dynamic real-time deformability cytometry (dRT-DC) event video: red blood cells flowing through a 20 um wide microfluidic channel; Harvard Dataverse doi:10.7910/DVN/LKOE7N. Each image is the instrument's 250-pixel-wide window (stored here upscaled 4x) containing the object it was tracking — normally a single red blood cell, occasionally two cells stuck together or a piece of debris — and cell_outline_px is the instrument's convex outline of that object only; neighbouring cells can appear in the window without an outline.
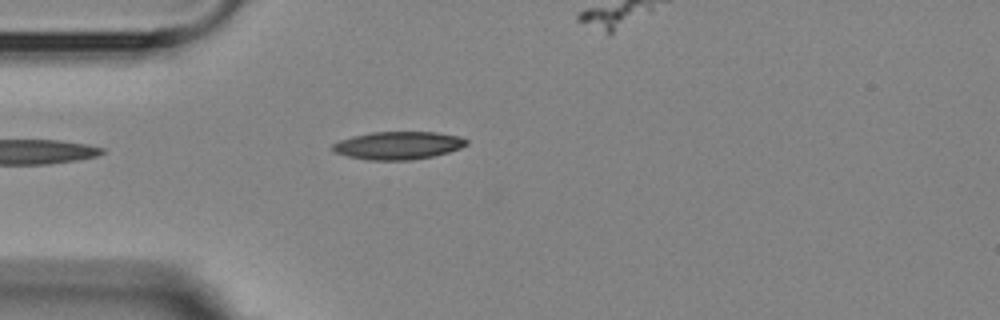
{"species": "Egyptian fruit bat (a non-hibernating species)", "species_latin": "Rousettus aegyptiacus", "temperature_condition": "room temperature", "stored_images_in_passage": 6, "camera_frame_rate_fps": 3000, "um_per_image_px": 0.085, "animal": {"sex": "female"}, "frame": {"image": 1, "passage_image": 5, "time_ms": 4.667, "image_size_px": [1000, 320], "cell_outline_px": [[468, 144], [460, 148], [448, 152], [432, 156], [412, 160], [368, 160], [348, 156], [336, 152], [332, 148], [332, 144], [340, 140], [352, 136], [372, 132], [436, 132], [460, 136], [468, 140]], "centroid_in_image_um": [33.86, 12.36], "position_along_channel_um": 51.1, "area_um2": 21.68}}